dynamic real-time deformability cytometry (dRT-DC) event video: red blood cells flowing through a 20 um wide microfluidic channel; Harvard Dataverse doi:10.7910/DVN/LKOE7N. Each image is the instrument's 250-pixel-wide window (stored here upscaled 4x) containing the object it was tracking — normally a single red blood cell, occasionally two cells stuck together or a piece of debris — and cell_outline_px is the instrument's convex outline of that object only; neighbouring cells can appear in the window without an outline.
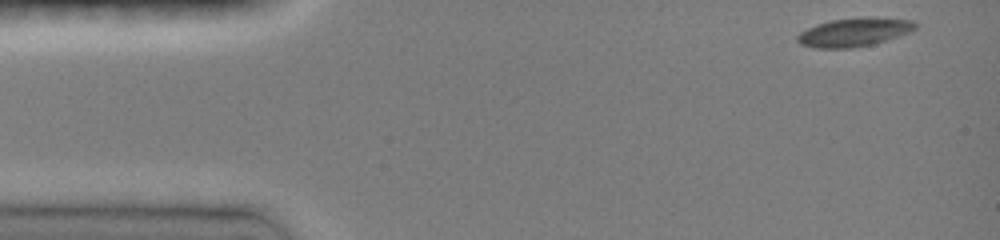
{"species": "common noctule bat (a hibernating species)", "species_latin": "Nyctalus noctula", "temperature_condition": "room temperature", "stored_images_in_passage": 32, "camera_frame_rate_fps": 3000, "um_per_image_px": 0.085, "animal": {"sex": "female", "body_mass_g": 19.0, "forearm_length_mm": 51.5}, "frame": {"image": 1, "passage_image": 1, "time_ms": 0.0, "image_size_px": [1000, 240], "cell_outline_px": [[916, 28], [908, 32], [872, 44], [852, 48], [816, 48], [800, 44], [796, 40], [796, 36], [800, 32], [816, 24], [832, 20], [868, 16], [912, 20], [916, 24]], "centroid_in_image_um": [72.56, 2.73], "position_along_channel_um": 12.4, "area_um2": 19.48}}
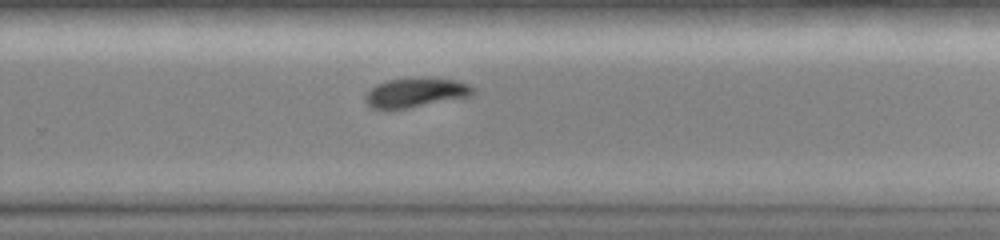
{"frame": {"image": 2, "passage_image": 23, "time_ms": 7.333, "image_size_px": [1000, 240], "cell_outline_px": [[476, 92], [468, 96], [388, 112], [372, 108], [364, 100], [364, 96], [376, 84], [388, 80], [420, 76], [424, 76], [456, 80], [468, 84], [476, 88]], "centroid_in_image_um": [35.29, 7.87], "position_along_channel_um": 294.5, "area_um2": 19.02}}
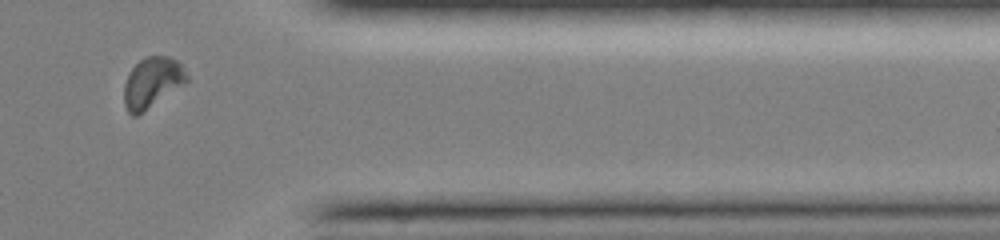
{"frame": {"image": 3, "passage_image": 29, "time_ms": 9.333, "image_size_px": [1000, 240], "cell_outline_px": [[188, 80], [136, 116], [132, 116], [128, 112], [124, 104], [124, 84], [132, 68], [140, 60], [148, 56], [168, 56], [176, 60], [180, 64], [188, 76]], "centroid_in_image_um": [12.9, 7.0], "position_along_channel_um": 398.5, "area_um2": 17.86}}